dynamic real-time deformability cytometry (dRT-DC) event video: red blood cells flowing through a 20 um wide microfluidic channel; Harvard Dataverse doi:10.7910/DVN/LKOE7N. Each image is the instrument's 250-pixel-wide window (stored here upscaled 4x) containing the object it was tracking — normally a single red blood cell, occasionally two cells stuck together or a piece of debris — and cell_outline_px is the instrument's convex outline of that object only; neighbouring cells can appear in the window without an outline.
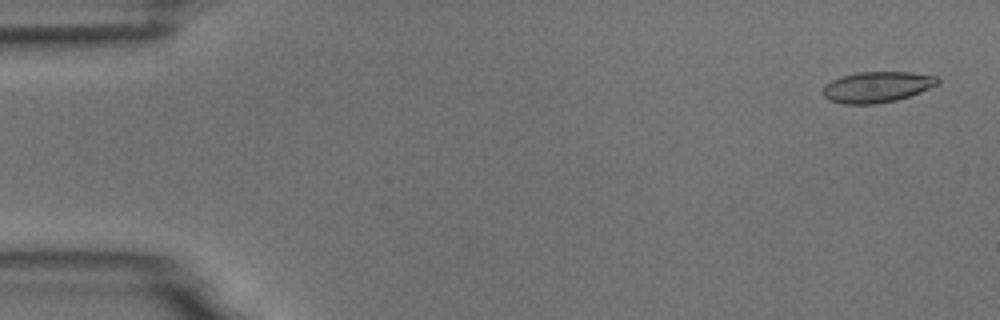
{"species": "common noctule bat (a hibernating species)", "species_latin": "Nyctalus noctula", "temperature_condition": "room temperature", "stored_images_in_passage": 4, "camera_frame_rate_fps": 3000, "um_per_image_px": 0.085, "animal": {"sex": "male", "body_mass_g": 18.8}, "frame": {"image": 1, "passage_image": 1, "time_ms": 0.0, "image_size_px": [1000, 320], "cell_outline_px": [[940, 80], [936, 84], [928, 88], [908, 96], [896, 100], [876, 104], [844, 104], [828, 100], [824, 96], [824, 84], [840, 76], [860, 72], [908, 72], [936, 76]], "centroid_in_image_um": [74.49, 7.39], "position_along_channel_um": 10.5, "area_um2": 20.4}}
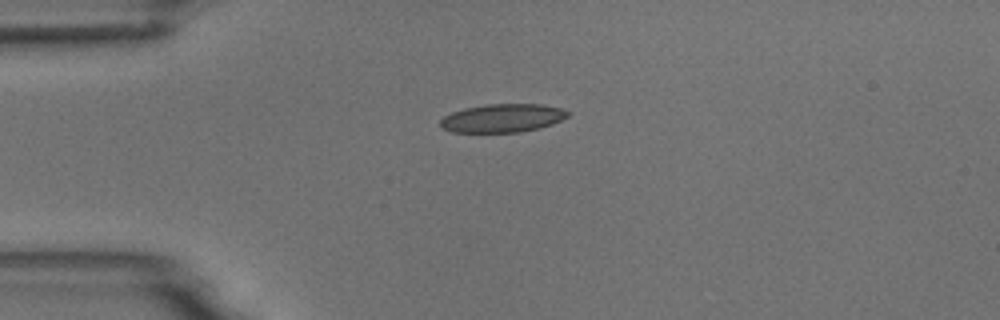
{"frame": {"image": 2, "passage_image": 4, "time_ms": 3.667, "image_size_px": [1000, 320], "cell_outline_px": [[568, 116], [552, 124], [540, 128], [520, 132], [452, 132], [444, 128], [440, 124], [440, 120], [444, 116], [452, 112], [464, 108], [488, 104], [540, 104], [560, 108], [568, 112]], "centroid_in_image_um": [42.7, 10.04], "position_along_channel_um": 42.3, "area_um2": 20.92}}